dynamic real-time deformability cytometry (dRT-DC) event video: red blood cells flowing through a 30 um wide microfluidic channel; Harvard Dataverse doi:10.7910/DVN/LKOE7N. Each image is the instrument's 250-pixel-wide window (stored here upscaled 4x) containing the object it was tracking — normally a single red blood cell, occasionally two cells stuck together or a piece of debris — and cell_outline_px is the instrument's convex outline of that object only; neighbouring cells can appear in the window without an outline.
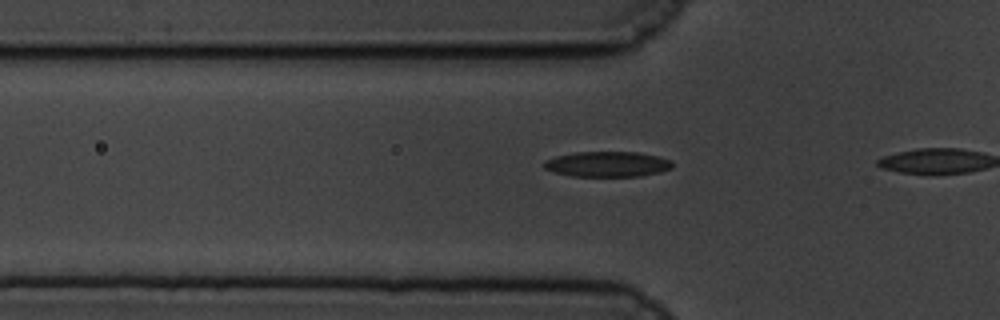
{"species": "common noctule bat (a hibernating species)", "species_latin": "Nyctalus noctula", "temperature_condition": "cold", "stored_images_in_passage": 5, "camera_frame_rate_fps": 3000, "um_per_image_px": 0.085, "animal": {"sex": "male", "body_mass_g": 19.5, "forearm_length_mm": 54.6}, "frame": {"image": 1, "passage_image": 3, "time_ms": 0.667, "image_size_px": [1000, 320], "cell_outline_px": [[672, 168], [660, 172], [640, 176], [572, 176], [556, 172], [544, 168], [544, 160], [556, 156], [576, 152], [636, 152], [656, 156], [672, 160]], "centroid_in_image_um": [51.63, 13.95], "position_along_channel_um": 74.2, "area_um2": 18.84}}